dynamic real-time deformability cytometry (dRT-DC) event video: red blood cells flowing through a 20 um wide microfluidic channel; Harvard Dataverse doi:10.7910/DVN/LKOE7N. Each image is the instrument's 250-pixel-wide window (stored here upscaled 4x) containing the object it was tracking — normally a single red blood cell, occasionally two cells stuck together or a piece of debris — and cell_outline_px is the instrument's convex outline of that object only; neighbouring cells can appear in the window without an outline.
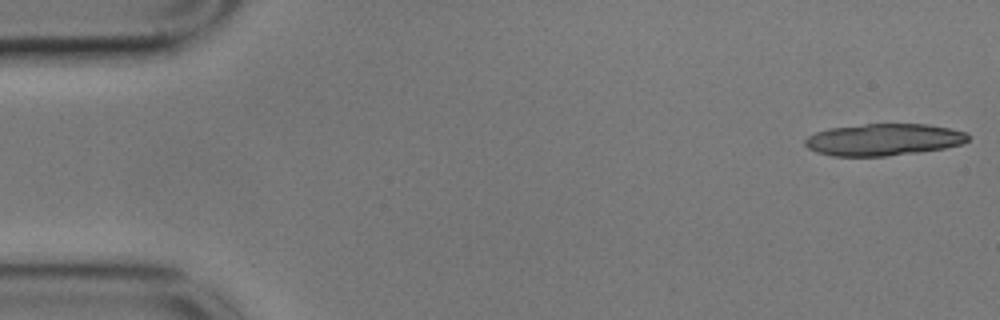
{"species": "common noctule bat (a hibernating species)", "species_latin": "Nyctalus noctula", "temperature_condition": "cold", "stored_images_in_passage": 14, "camera_frame_rate_fps": 3000, "um_per_image_px": 0.085, "animal": {"sex": "male", "body_mass_g": 17.9}, "frame": {"image": 1, "passage_image": 1, "time_ms": 0.0, "image_size_px": [1000, 320], "cell_outline_px": [[968, 140], [956, 144], [936, 148], [876, 156], [844, 156], [824, 152], [812, 148], [808, 144], [824, 132], [840, 128], [876, 124], [916, 124], [944, 128], [960, 132], [968, 136]], "centroid_in_image_um": [75.23, 11.86], "position_along_channel_um": 9.8, "area_um2": 26.99}}